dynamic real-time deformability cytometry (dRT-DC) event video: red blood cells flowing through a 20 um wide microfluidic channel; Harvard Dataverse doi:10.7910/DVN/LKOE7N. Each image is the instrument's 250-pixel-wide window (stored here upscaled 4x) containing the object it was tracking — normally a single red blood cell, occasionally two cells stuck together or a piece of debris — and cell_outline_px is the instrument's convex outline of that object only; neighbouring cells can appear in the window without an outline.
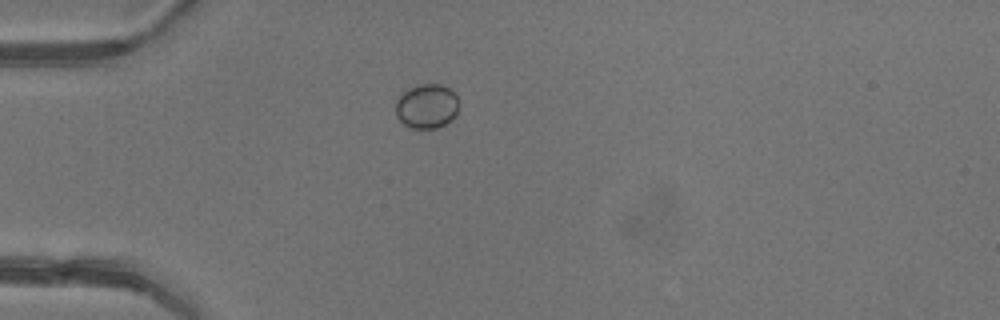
{"species": "common noctule bat (a hibernating species)", "species_latin": "Nyctalus noctula", "temperature_condition": "warm", "stored_images_in_passage": 1, "camera_frame_rate_fps": 3000, "um_per_image_px": 0.085, "animal": {"sex": "female"}, "frame": {"image": 1, "passage_image": 1, "time_ms": 0.0, "image_size_px": [1000, 320], "cell_outline_px": [[460, 104], [456, 116], [452, 120], [436, 128], [412, 128], [404, 124], [396, 116], [396, 100], [404, 92], [420, 84], [440, 84], [448, 88], [456, 96]], "centroid_in_image_um": [36.3, 9.04], "position_along_channel_um": 48.7, "area_um2": 16.3}}